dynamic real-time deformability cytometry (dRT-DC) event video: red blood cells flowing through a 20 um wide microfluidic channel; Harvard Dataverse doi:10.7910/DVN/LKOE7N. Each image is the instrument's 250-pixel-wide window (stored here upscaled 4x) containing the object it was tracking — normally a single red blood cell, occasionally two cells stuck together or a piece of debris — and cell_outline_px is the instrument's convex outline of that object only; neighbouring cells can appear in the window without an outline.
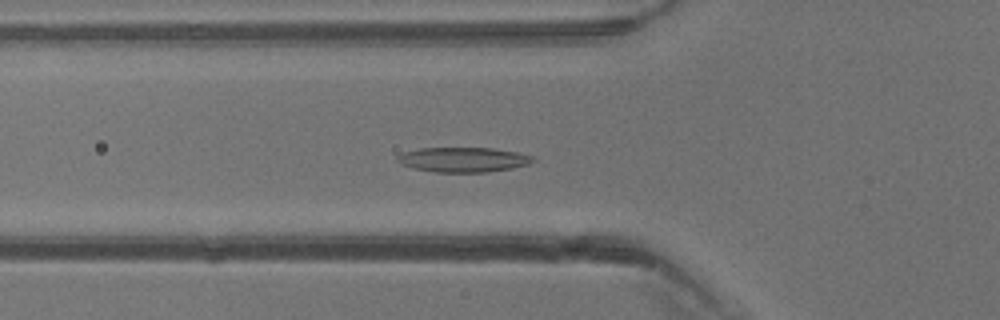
{"species": "common noctule bat (a hibernating species)", "species_latin": "Nyctalus noctula", "temperature_condition": "warm", "stored_images_in_passage": 41, "camera_frame_rate_fps": 3000, "um_per_image_px": 0.085, "animal": {"sex": "male", "body_mass_g": 13.3}, "frame": {"image": 1, "passage_image": 15, "time_ms": 4.667, "image_size_px": [1000, 320], "cell_outline_px": [[536, 160], [528, 164], [512, 168], [488, 172], [436, 172], [412, 168], [400, 164], [396, 160], [396, 156], [400, 152], [420, 148], [492, 148], [516, 152], [532, 156]], "centroid_in_image_um": [39.31, 13.57], "position_along_channel_um": 86.5, "area_um2": 19.71}}
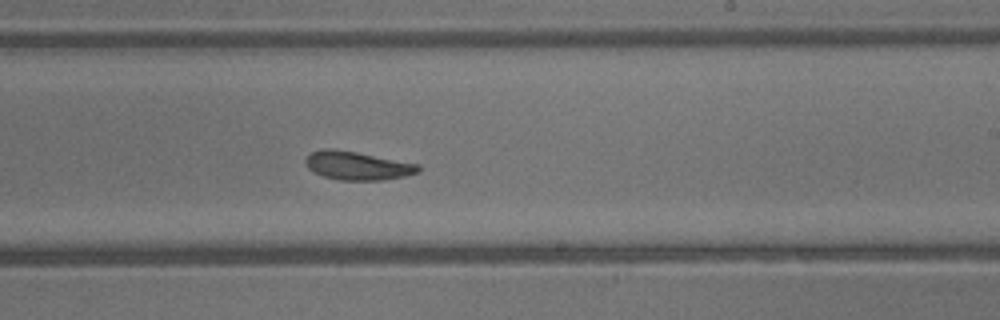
{"frame": {"image": 2, "passage_image": 25, "time_ms": 8.0, "image_size_px": [1000, 320], "cell_outline_px": [[420, 172], [404, 176], [384, 180], [340, 180], [324, 176], [312, 172], [308, 168], [304, 160], [312, 152], [320, 148], [332, 148], [356, 152], [420, 164]], "centroid_in_image_um": [30.37, 14.08], "position_along_channel_um": 258.6, "area_um2": 18.79}}
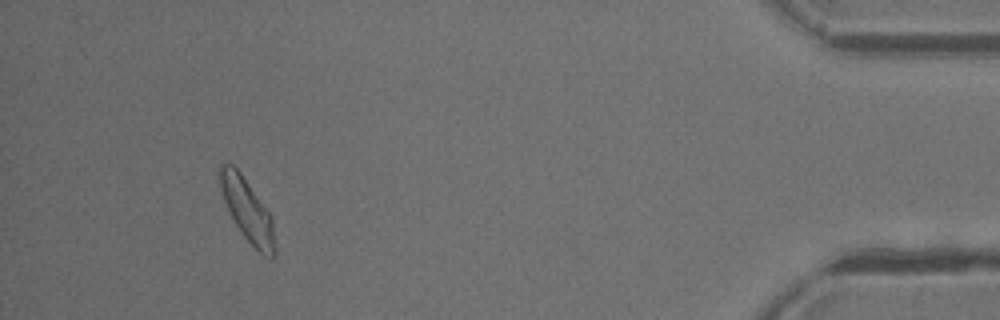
{"frame": {"image": 3, "passage_image": 38, "time_ms": 12.333, "image_size_px": [1000, 320], "cell_outline_px": [[276, 252], [272, 256], [264, 256], [244, 236], [236, 224], [224, 200], [220, 188], [216, 172], [216, 168], [220, 164], [232, 164], [240, 172], [272, 216], [276, 240]], "centroid_in_image_um": [21.01, 17.82], "position_along_channel_um": 414.2, "area_um2": 20.0}}